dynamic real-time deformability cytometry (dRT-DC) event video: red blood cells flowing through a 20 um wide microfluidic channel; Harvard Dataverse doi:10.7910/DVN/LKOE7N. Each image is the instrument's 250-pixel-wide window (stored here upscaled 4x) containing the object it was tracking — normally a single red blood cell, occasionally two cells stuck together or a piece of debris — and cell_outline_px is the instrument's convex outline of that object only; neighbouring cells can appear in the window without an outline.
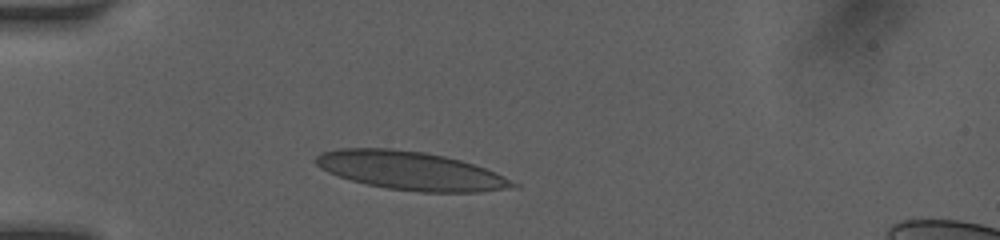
{"species": "human", "species_latin": "Homo sapiens", "temperature_condition": "room temperature", "stored_images_in_passage": 31, "camera_frame_rate_fps": 3000, "um_per_image_px": 0.085, "donor": {"sex": "female"}, "frame": {"image": 1, "passage_image": 1, "time_ms": 0.0, "image_size_px": [1000, 240], "cell_outline_px": [[520, 188], [480, 192], [420, 192], [388, 188], [368, 184], [352, 180], [328, 172], [320, 168], [316, 164], [316, 156], [320, 152], [340, 148], [392, 148], [424, 152], [444, 156], [460, 160], [496, 172], [520, 184]], "centroid_in_image_um": [34.96, 14.51], "position_along_channel_um": 50.0, "area_um2": 44.16}}
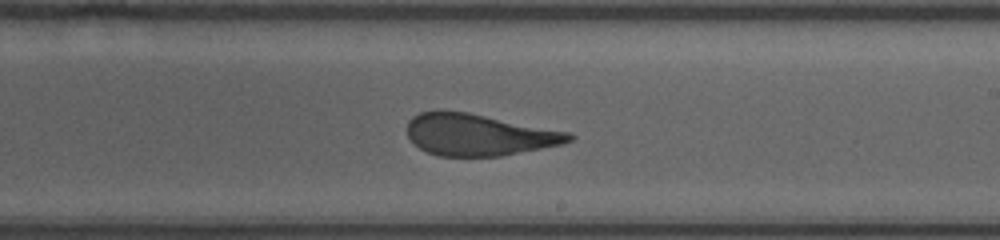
{"frame": {"image": 2, "passage_image": 17, "time_ms": 5.333, "image_size_px": [1000, 240], "cell_outline_px": [[576, 136], [572, 140], [560, 144], [500, 156], [440, 156], [428, 152], [420, 148], [408, 136], [408, 120], [412, 116], [420, 112], [468, 112], [572, 132]], "centroid_in_image_um": [40.73, 11.45], "position_along_channel_um": 248.3, "area_um2": 38.9}}
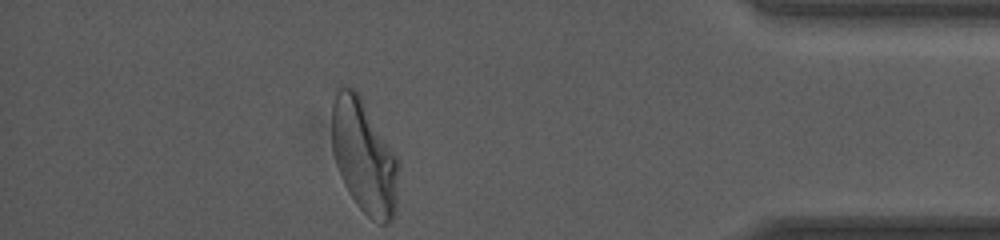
{"frame": {"image": 3, "passage_image": 31, "time_ms": 10.0, "image_size_px": [1000, 240], "cell_outline_px": [[396, 212], [392, 220], [388, 224], [380, 224], [372, 220], [356, 204], [348, 192], [344, 184], [336, 164], [332, 148], [332, 100], [336, 88], [352, 88], [360, 96], [396, 156]], "centroid_in_image_um": [30.9, 13.33], "position_along_channel_um": 404.3, "area_um2": 43.41}, "authors_computed_cell_mechanics": {"area_um2": 40.9224, "velocity_mm_per_s": 4.1227, "shape_relaxation_time_tau1_ms": 6.5706, "shape_relaxation_time_tau2_ms": 0.9289, "deformation_change_tau1": 0.2181, "deformation_change_tau2": 0.0793}}